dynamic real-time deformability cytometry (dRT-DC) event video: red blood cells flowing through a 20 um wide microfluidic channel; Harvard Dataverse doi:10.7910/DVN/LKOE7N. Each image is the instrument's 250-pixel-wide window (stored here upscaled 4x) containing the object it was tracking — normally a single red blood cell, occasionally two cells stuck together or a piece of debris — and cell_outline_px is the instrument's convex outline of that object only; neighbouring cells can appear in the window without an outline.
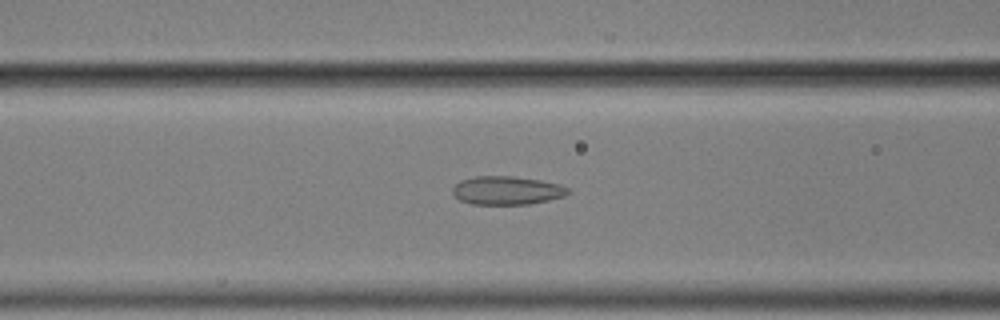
{"species": "common noctule bat (a hibernating species)", "species_latin": "Nyctalus noctula", "temperature_condition": "cold", "stored_images_in_passage": 41, "camera_frame_rate_fps": 3000, "um_per_image_px": 0.085, "animal": {"sex": "male", "body_mass_g": 17.9}, "frame": {"image": 1, "passage_image": 7, "time_ms": 2.0, "image_size_px": [1000, 320], "cell_outline_px": [[572, 192], [564, 196], [548, 200], [528, 204], [472, 204], [460, 200], [452, 192], [452, 188], [460, 180], [476, 176], [512, 176], [540, 180], [560, 184], [568, 188]], "centroid_in_image_um": [43.09, 16.18], "position_along_channel_um": 123.5, "area_um2": 19.13}}
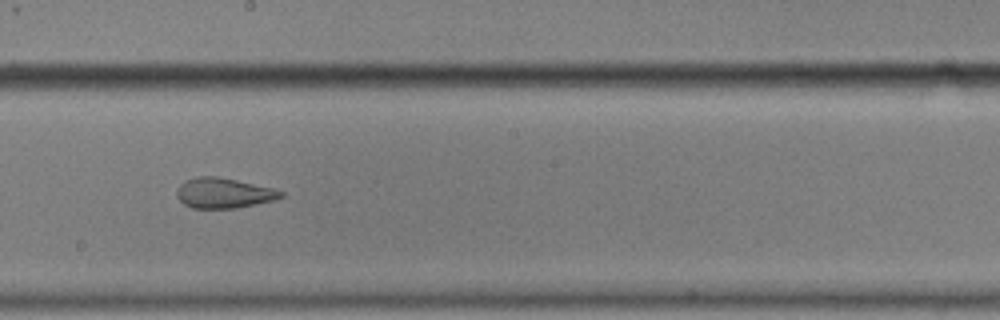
{"frame": {"image": 2, "passage_image": 16, "time_ms": 5.0, "image_size_px": [1000, 320], "cell_outline_px": [[284, 196], [276, 200], [236, 208], [192, 208], [184, 204], [176, 196], [176, 188], [184, 180], [196, 176], [216, 176], [236, 180], [272, 188], [284, 192]], "centroid_in_image_um": [18.99, 16.41], "position_along_channel_um": 229.2, "area_um2": 18.44}}
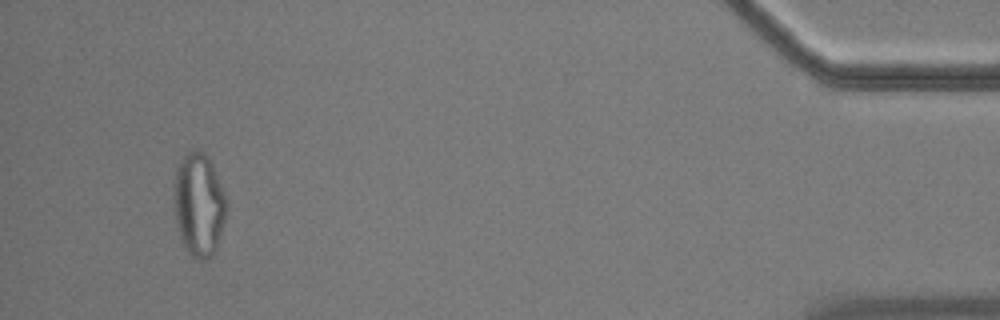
{"frame": {"image": 3, "passage_image": 38, "time_ms": 12.333, "image_size_px": [1000, 320], "cell_outline_px": [[228, 208], [216, 252], [208, 260], [196, 260], [188, 252], [176, 228], [172, 200], [176, 164], [192, 148], [200, 148], [208, 156], [212, 164], [224, 192], [228, 204]], "centroid_in_image_um": [16.89, 17.38], "position_along_channel_um": 418.3, "area_um2": 32.66}, "authors_computed_cell_mechanics": {"area_um2": 20.6924, "velocity_mm_per_s": 3.5266, "shape_relaxation_time_tau1_ms": null, "shape_relaxation_time_tau2_ms": 1.7725, "deformation_change_tau1": null, "deformation_change_tau2": 0.0904}}